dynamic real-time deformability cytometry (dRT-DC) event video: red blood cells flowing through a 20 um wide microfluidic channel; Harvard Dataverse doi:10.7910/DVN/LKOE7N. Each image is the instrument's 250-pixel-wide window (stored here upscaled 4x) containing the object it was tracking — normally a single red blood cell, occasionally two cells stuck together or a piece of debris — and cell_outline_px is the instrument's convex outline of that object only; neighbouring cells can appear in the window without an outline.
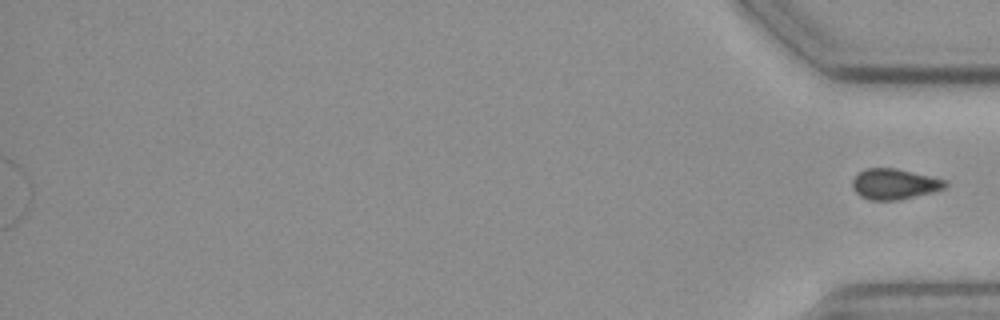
{"species": "common noctule bat (a hibernating species)", "species_latin": "Nyctalus noctula", "temperature_condition": "cold", "stored_images_in_passage": 48, "segment_of_instrument_passage": [2, 2], "camera_frame_rate_fps": 3000, "um_per_image_px": 0.085, "animal": {"sex": "female", "body_mass_g": 19.3, "forearm_length_mm": 54.1}, "frame": {"image": 1, "passage_image": 48, "time_ms": 15.667, "image_size_px": [1000, 320], "cell_outline_px": [[948, 184], [944, 188], [932, 192], [900, 200], [868, 200], [860, 196], [852, 188], [852, 180], [864, 168], [896, 168], [948, 180]], "centroid_in_image_um": [76.03, 15.64], "position_along_channel_um": 359.2, "area_um2": 16.65}}